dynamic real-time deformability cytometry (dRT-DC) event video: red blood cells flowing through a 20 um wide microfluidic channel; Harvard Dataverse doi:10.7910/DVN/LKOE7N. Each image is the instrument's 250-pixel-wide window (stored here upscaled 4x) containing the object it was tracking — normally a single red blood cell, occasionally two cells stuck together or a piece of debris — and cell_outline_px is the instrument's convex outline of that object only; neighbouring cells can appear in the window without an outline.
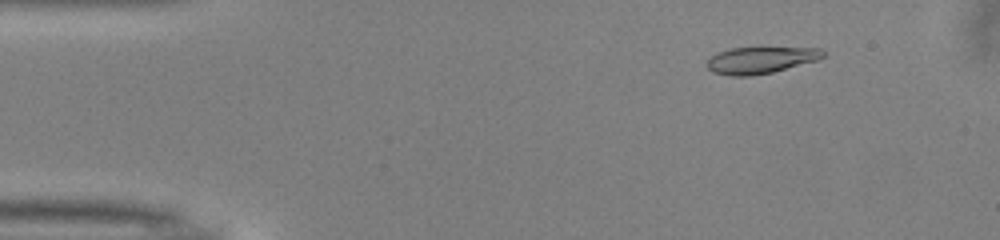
{"species": "common noctule bat (a hibernating species)", "species_latin": "Nyctalus noctula", "temperature_condition": "warm", "stored_images_in_passage": 36, "camera_frame_rate_fps": 3000, "um_per_image_px": 0.085, "animal": {"sex": "male", "body_mass_g": 13.0, "forearm_length_mm": 53.1}, "frame": {"image": 1, "passage_image": 1, "time_ms": 0.0, "image_size_px": [1000, 240], "cell_outline_px": [[824, 56], [820, 60], [772, 72], [752, 76], [732, 76], [712, 72], [704, 64], [712, 56], [720, 52], [732, 48], [820, 48], [824, 52]], "centroid_in_image_um": [64.66, 5.12], "position_along_channel_um": 20.3, "area_um2": 17.98}}
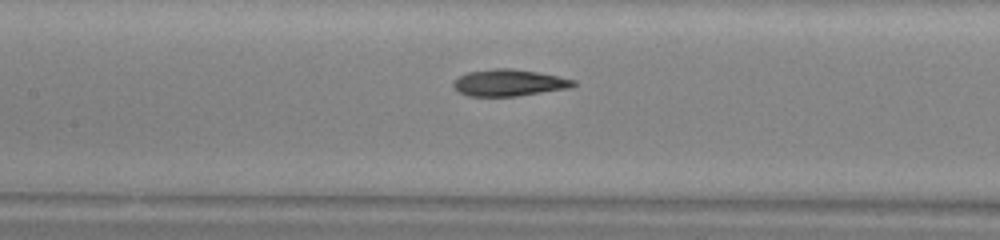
{"frame": {"image": 2, "passage_image": 18, "time_ms": 5.667, "image_size_px": [1000, 240], "cell_outline_px": [[576, 84], [572, 88], [516, 96], [468, 96], [460, 92], [452, 84], [460, 76], [468, 72], [496, 68], [512, 68], [536, 72], [576, 80]], "centroid_in_image_um": [43.3, 7.04], "position_along_channel_um": 164.1, "area_um2": 18.5}}
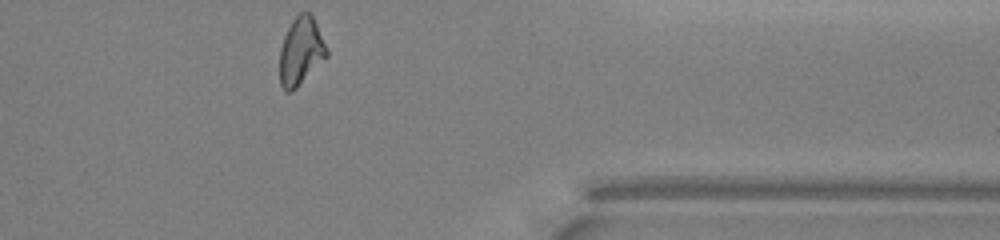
{"frame": {"image": 3, "passage_image": 36, "time_ms": 11.667, "image_size_px": [1000, 240], "cell_outline_px": [[328, 56], [292, 92], [284, 92], [280, 84], [280, 48], [284, 36], [292, 20], [300, 12], [308, 12], [312, 16], [316, 24], [328, 52]], "centroid_in_image_um": [25.55, 4.38], "position_along_channel_um": 385.8, "area_um2": 18.38}, "authors_computed_cell_mechanics": {"area_um2": 18.5827, "velocity_mm_per_s": 4.0156, "shape_relaxation_time_tau1_ms": 7.0571, "shape_relaxation_time_tau2_ms": 2.7801, "deformation_change_tau1": 0.2318, "deformation_change_tau2": 0.107}}